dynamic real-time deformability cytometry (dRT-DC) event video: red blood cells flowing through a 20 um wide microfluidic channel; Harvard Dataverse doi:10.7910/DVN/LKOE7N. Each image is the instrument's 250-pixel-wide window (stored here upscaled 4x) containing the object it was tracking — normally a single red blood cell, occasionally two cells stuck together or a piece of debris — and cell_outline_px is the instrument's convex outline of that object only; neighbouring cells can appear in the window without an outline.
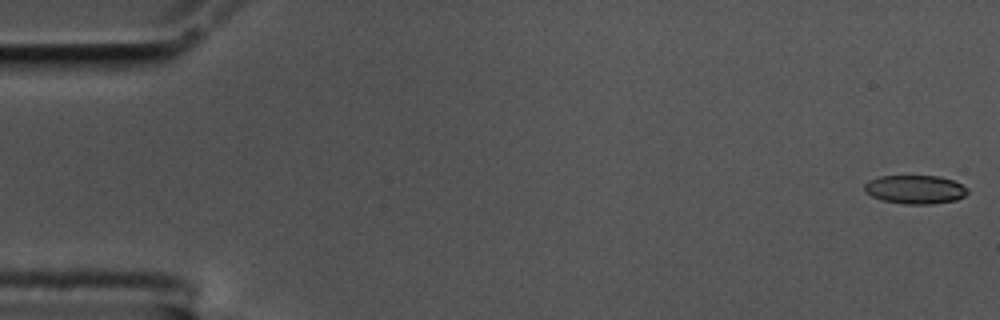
{"species": "common noctule bat (a hibernating species)", "species_latin": "Nyctalus noctula", "temperature_condition": "cold", "stored_images_in_passage": 10, "camera_frame_rate_fps": 3000, "um_per_image_px": 0.085, "animal": {"sex": "male", "body_mass_g": 17.5, "forearm_length_mm": 52.3}, "frame": {"image": 1, "passage_image": 1, "time_ms": 0.0, "image_size_px": [1000, 320], "cell_outline_px": [[968, 192], [964, 196], [956, 200], [932, 204], [904, 204], [880, 200], [864, 192], [864, 184], [868, 180], [880, 176], [940, 176], [952, 180], [968, 188]], "centroid_in_image_um": [77.76, 16.11], "position_along_channel_um": 7.2, "area_um2": 17.34}}